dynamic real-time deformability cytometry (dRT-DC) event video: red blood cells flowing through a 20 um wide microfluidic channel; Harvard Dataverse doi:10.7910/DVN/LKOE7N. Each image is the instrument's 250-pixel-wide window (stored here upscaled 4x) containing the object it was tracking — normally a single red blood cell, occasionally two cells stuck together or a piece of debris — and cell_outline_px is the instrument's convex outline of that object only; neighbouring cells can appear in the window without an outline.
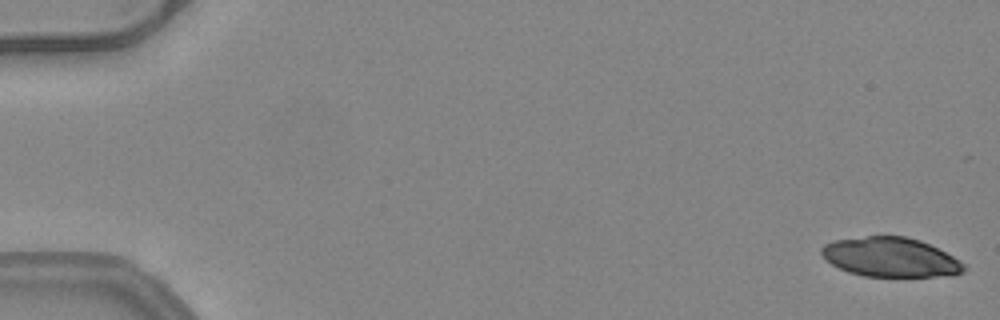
{"species": "common noctule bat (a hibernating species)", "species_latin": "Nyctalus noctula", "temperature_condition": "warm", "stored_images_in_passage": 10, "camera_frame_rate_fps": 3000, "um_per_image_px": 0.085, "animal": {"sex": "female", "body_mass_g": 24.6, "forearm_length_mm": 56.2}, "frame": {"image": 1, "passage_image": 1, "time_ms": 0.0, "image_size_px": [1000, 320], "cell_outline_px": [[968, 268], [964, 272], [952, 276], [864, 276], [848, 272], [832, 264], [820, 252], [820, 248], [824, 244], [836, 240], [868, 236], [904, 236], [920, 240], [960, 260]], "centroid_in_image_um": [75.72, 21.87], "position_along_channel_um": 9.3, "area_um2": 32.54}}